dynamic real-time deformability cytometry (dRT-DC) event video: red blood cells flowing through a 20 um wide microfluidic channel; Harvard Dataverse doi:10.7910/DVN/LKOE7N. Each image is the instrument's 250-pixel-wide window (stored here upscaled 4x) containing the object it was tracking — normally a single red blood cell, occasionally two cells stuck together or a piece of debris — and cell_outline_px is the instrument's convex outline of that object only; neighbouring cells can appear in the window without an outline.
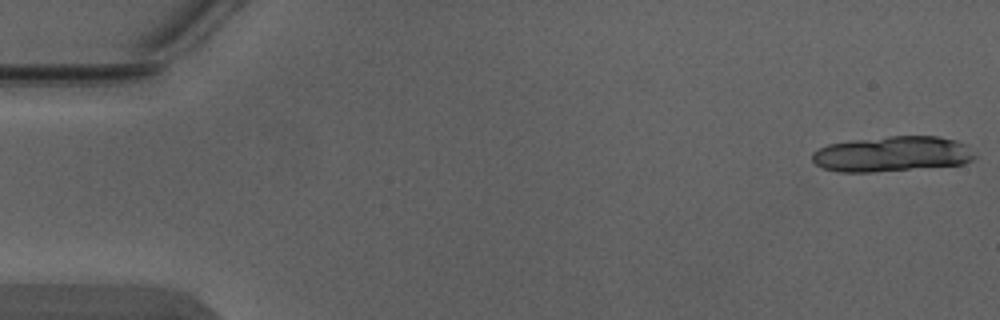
{"species": "Egyptian fruit bat (a non-hibernating species)", "species_latin": "Rousettus aegyptiacus", "temperature_condition": "warm", "stored_images_in_passage": 5, "segment_of_instrument_passage": [1, 2], "camera_frame_rate_fps": 3000, "um_per_image_px": 0.085, "animal": {"sex": "male"}, "frame": {"image": 1, "passage_image": 1, "time_ms": 0.0, "image_size_px": [1000, 320], "cell_outline_px": [[976, 156], [972, 160], [964, 164], [872, 172], [836, 172], [820, 168], [812, 160], [812, 152], [828, 144], [852, 140], [888, 136], [936, 136], [956, 140], [964, 144]], "centroid_in_image_um": [75.78, 13.09], "position_along_channel_um": 9.2, "area_um2": 33.52}}